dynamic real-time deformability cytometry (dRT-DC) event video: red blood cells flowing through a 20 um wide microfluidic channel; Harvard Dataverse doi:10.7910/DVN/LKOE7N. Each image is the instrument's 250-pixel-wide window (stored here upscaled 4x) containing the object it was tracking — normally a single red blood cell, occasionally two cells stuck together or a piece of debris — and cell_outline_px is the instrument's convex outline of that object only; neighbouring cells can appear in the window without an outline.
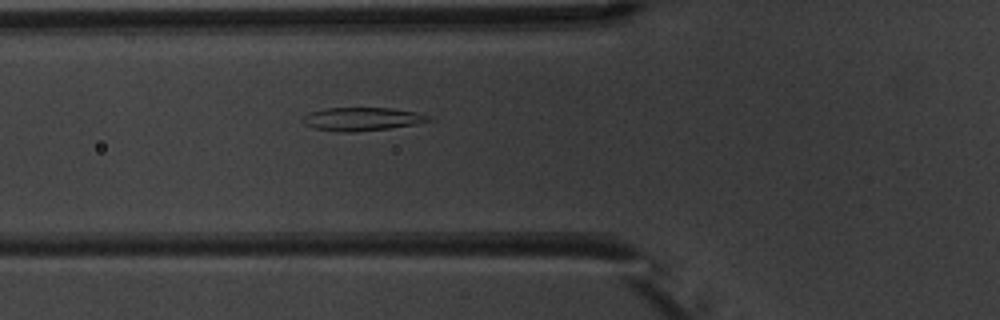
{"species": "common noctule bat (a hibernating species)", "species_latin": "Nyctalus noctula", "temperature_condition": "warm", "stored_images_in_passage": 2, "camera_frame_rate_fps": 3000, "um_per_image_px": 0.085, "animal": {"sex": "male", "body_mass_g": 20.1, "forearm_length_mm": 53.5}, "frame": {"image": 1, "passage_image": 2, "time_ms": 1.0, "image_size_px": [1000, 320], "cell_outline_px": [[432, 120], [416, 124], [388, 128], [352, 132], [344, 132], [316, 128], [304, 124], [304, 116], [312, 112], [324, 108], [388, 108], [416, 112], [428, 116]], "centroid_in_image_um": [30.78, 10.11], "position_along_channel_um": 95.0, "area_um2": 16.65}}